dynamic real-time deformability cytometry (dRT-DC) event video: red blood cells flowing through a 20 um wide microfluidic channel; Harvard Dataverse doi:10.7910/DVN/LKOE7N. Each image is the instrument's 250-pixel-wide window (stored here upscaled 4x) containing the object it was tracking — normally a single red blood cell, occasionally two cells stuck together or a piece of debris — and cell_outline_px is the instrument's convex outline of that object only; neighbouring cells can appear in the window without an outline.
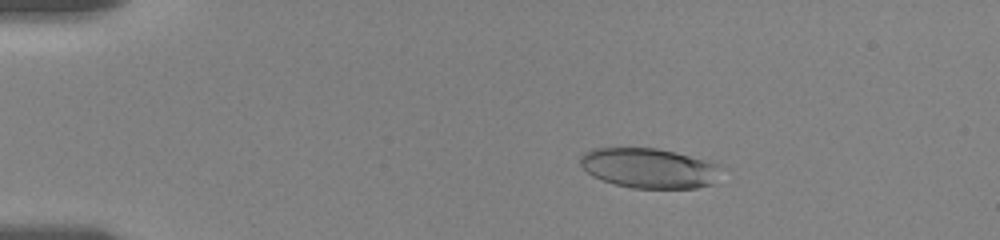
{"species": "human", "species_latin": "Homo sapiens", "temperature_condition": "room temperature", "stored_images_in_passage": 34, "camera_frame_rate_fps": 3000, "um_per_image_px": 0.085, "donor": {"sex": "female"}, "frame": {"image": 1, "passage_image": 8, "time_ms": 3.0, "image_size_px": [1000, 240], "cell_outline_px": [[716, 164], [712, 184], [696, 188], [632, 188], [616, 184], [592, 176], [580, 164], [580, 156], [584, 152], [592, 148], [656, 148], [676, 152]], "centroid_in_image_um": [55.05, 14.28], "position_along_channel_um": 29.9, "area_um2": 32.02}}
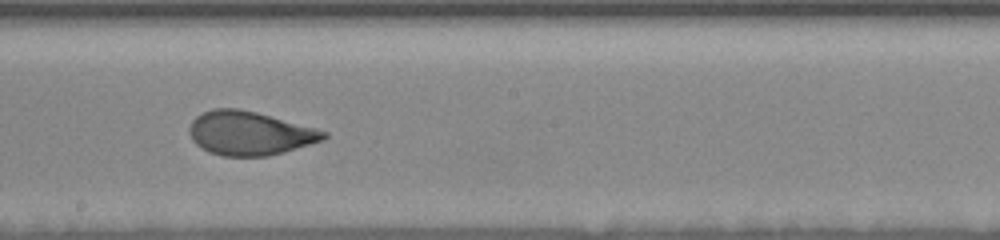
{"frame": {"image": 2, "passage_image": 21, "time_ms": 10.333, "image_size_px": [1000, 240], "cell_outline_px": [[328, 136], [324, 140], [284, 152], [268, 156], [224, 156], [208, 152], [200, 148], [192, 140], [188, 132], [188, 128], [192, 120], [196, 116], [212, 108], [240, 108], [256, 112], [316, 128], [328, 132]], "centroid_in_image_um": [21.2, 11.32], "position_along_channel_um": 227.0, "area_um2": 34.51}}
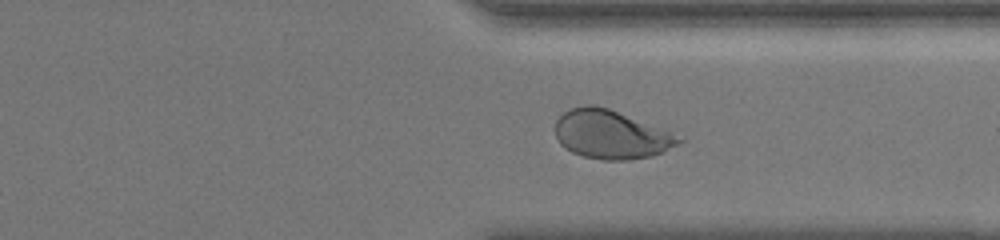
{"frame": {"image": 3, "passage_image": 33, "time_ms": 14.0, "image_size_px": [1000, 240], "cell_outline_px": [[684, 140], [664, 152], [652, 156], [624, 160], [604, 160], [584, 156], [572, 152], [564, 148], [560, 144], [556, 136], [556, 120], [564, 112], [572, 108], [584, 104], [592, 104], [608, 108], [668, 132]], "centroid_in_image_um": [51.87, 11.44], "position_along_channel_um": 359.5, "area_um2": 34.39}}